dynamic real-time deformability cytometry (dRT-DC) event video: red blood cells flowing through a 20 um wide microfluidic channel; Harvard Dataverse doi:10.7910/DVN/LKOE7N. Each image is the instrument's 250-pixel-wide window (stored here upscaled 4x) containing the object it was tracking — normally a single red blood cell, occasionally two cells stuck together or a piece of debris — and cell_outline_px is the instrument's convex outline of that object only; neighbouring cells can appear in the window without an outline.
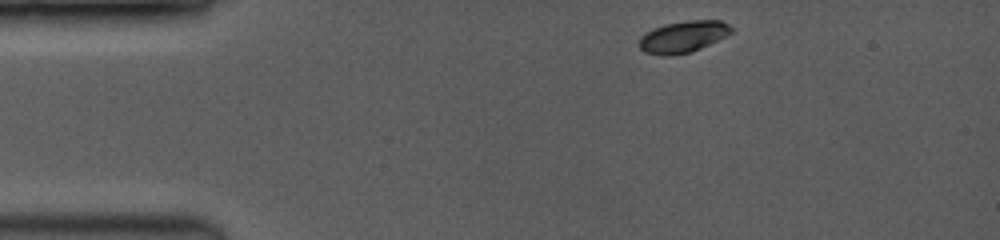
{"species": "common noctule bat (a hibernating species)", "species_latin": "Nyctalus noctula", "temperature_condition": "room temperature", "stored_images_in_passage": 48, "camera_frame_rate_fps": 3500, "um_per_image_px": 0.085, "animal": {"sex": "female", "body_mass_g": 19.0, "forearm_length_mm": 53.3}, "frame": {"image": 1, "passage_image": 1, "time_ms": 0.0, "image_size_px": [1000, 240], "cell_outline_px": [[732, 32], [692, 52], [672, 56], [664, 56], [644, 52], [640, 48], [640, 36], [656, 28], [668, 24], [688, 20], [720, 20], [728, 24], [732, 28]], "centroid_in_image_um": [58.06, 3.14], "position_along_channel_um": 26.9, "area_um2": 16.65}}
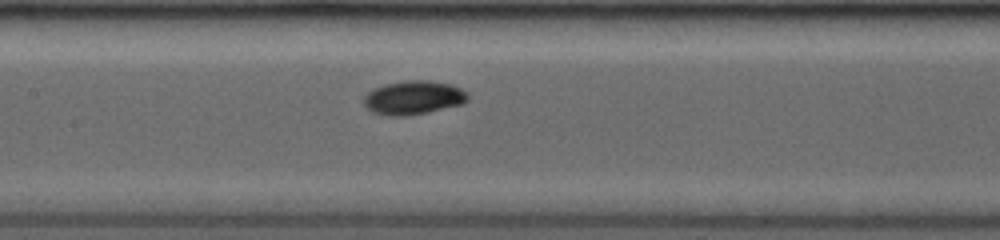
{"frame": {"image": 2, "passage_image": 20, "time_ms": 5.143, "image_size_px": [1000, 240], "cell_outline_px": [[468, 100], [464, 104], [428, 112], [404, 116], [388, 116], [372, 112], [364, 104], [364, 96], [368, 92], [384, 84], [408, 80], [428, 80], [448, 84], [460, 88], [468, 92]], "centroid_in_image_um": [35.16, 8.31], "position_along_channel_um": 172.2, "area_um2": 20.46}}
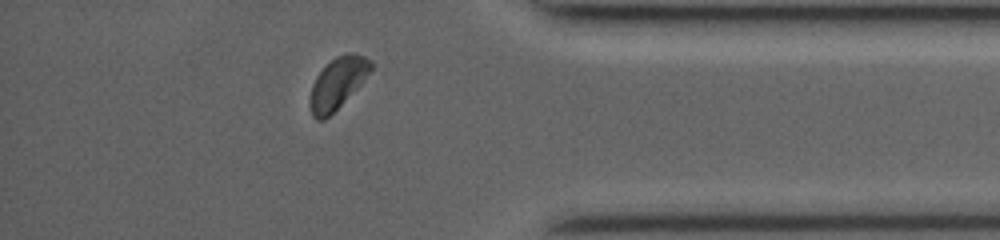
{"frame": {"image": 3, "passage_image": 42, "time_ms": 11.143, "image_size_px": [1000, 240], "cell_outline_px": [[372, 68], [360, 84], [324, 120], [316, 120], [312, 116], [308, 104], [312, 84], [316, 76], [336, 56], [348, 52], [364, 56], [372, 60]], "centroid_in_image_um": [28.66, 7.07], "position_along_channel_um": 406.5, "area_um2": 17.8}, "authors_computed_cell_mechanics": {"area_um2": 18.5249, "velocity_mm_per_s": 4.0599, "shape_relaxation_time_tau1_ms": 2.8139, "shape_relaxation_time_tau2_ms": null, "deformation_change_tau1": 0.1079, "deformation_change_tau2": null}}